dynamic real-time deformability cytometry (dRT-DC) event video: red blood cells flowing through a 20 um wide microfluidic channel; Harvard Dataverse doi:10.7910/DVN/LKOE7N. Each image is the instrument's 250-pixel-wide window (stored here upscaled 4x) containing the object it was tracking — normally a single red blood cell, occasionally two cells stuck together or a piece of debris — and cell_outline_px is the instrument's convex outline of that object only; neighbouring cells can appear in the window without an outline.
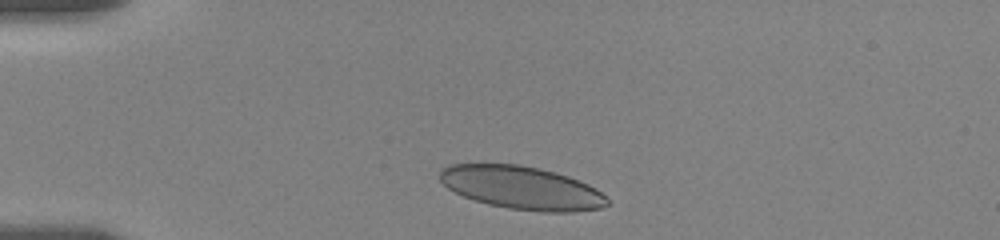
{"species": "human", "species_latin": "Homo sapiens", "temperature_condition": "room temperature", "stored_images_in_passage": 38, "camera_frame_rate_fps": 3000, "um_per_image_px": 0.085, "donor": {"sex": "female"}, "frame": {"image": 1, "passage_image": 3, "time_ms": 0.667, "image_size_px": [1000, 240], "cell_outline_px": [[608, 204], [600, 208], [572, 212], [544, 212], [508, 208], [488, 204], [464, 196], [448, 188], [440, 180], [440, 168], [448, 164], [520, 164], [540, 168], [556, 172], [568, 176], [588, 184], [596, 188], [608, 200]], "centroid_in_image_um": [44.34, 15.95], "position_along_channel_um": 40.7, "area_um2": 41.96}}
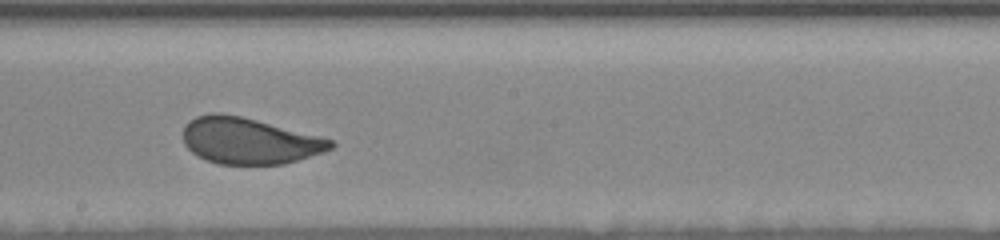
{"frame": {"image": 2, "passage_image": 22, "time_ms": 7.0, "image_size_px": [1000, 240], "cell_outline_px": [[336, 144], [332, 148], [324, 152], [284, 164], [216, 164], [192, 152], [184, 144], [184, 124], [188, 120], [196, 116], [212, 112], [220, 112], [240, 116], [256, 120], [332, 140]], "centroid_in_image_um": [21.14, 11.97], "position_along_channel_um": 227.1, "area_um2": 39.48}}
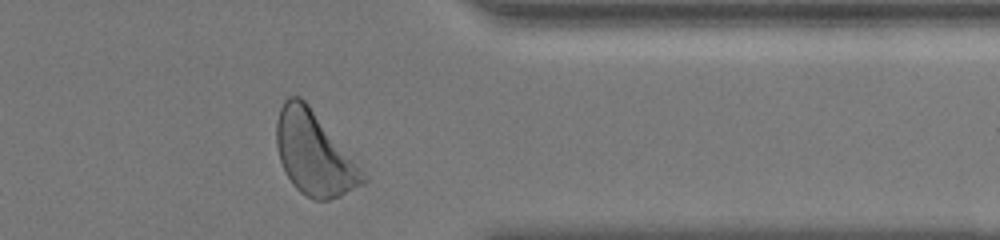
{"frame": {"image": 3, "passage_image": 36, "time_ms": 11.667, "image_size_px": [1000, 240], "cell_outline_px": [[368, 180], [364, 184], [340, 196], [328, 200], [312, 200], [300, 192], [292, 184], [284, 172], [280, 160], [276, 144], [276, 120], [280, 108], [284, 100], [288, 96], [300, 96], [308, 104], [364, 168], [368, 176]], "centroid_in_image_um": [26.73, 13.06], "position_along_channel_um": 384.7, "area_um2": 42.6}, "authors_computed_cell_mechanics": {"area_um2": 41.0669, "velocity_mm_per_s": 3.5153, "shape_relaxation_time_tau1_ms": 3.285, "shape_relaxation_time_tau2_ms": null, "deformation_change_tau1": 0.1205, "deformation_change_tau2": null}}